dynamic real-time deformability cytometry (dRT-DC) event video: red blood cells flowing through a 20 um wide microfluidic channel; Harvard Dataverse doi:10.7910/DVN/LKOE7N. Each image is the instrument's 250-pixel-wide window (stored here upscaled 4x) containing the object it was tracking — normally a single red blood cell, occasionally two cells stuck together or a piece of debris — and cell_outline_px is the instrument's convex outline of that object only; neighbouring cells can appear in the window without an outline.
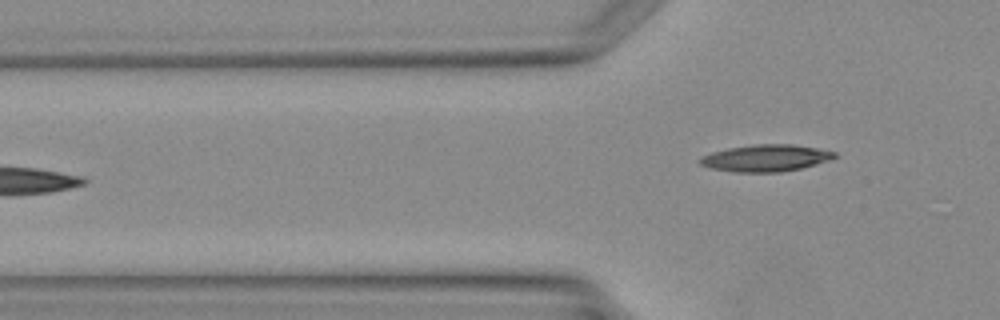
{"species": "Egyptian fruit bat (a non-hibernating species)", "species_latin": "Rousettus aegyptiacus", "temperature_condition": "warm", "stored_images_in_passage": 4, "camera_frame_rate_fps": 3000, "um_per_image_px": 0.085, "animal": {"sex": "female"}, "frame": {"image": 1, "passage_image": 4, "time_ms": 3.667, "image_size_px": [1000, 320], "cell_outline_px": [[836, 156], [816, 164], [800, 168], [780, 172], [732, 172], [712, 168], [700, 164], [696, 160], [712, 152], [728, 148], [756, 144], [792, 144], [816, 148], [836, 152]], "centroid_in_image_um": [65.05, 13.43], "position_along_channel_um": 60.8, "area_um2": 20.81}}